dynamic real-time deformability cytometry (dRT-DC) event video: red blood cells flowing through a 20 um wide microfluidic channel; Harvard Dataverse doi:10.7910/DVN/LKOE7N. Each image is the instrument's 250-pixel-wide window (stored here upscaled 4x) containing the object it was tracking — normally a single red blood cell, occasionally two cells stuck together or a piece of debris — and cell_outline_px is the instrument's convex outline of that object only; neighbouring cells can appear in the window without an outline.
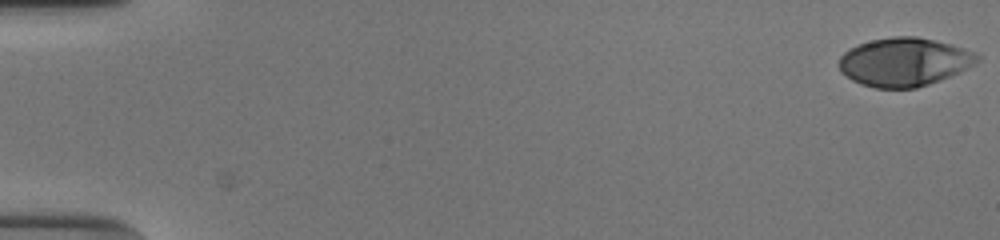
{"species": "human", "species_latin": "Homo sapiens", "temperature_condition": "cold", "stored_images_in_passage": 48, "camera_frame_rate_fps": 3000, "um_per_image_px": 0.085, "donor": {"sex": "male"}, "frame": {"image": 1, "passage_image": 1, "time_ms": 0.0, "image_size_px": [1000, 240], "cell_outline_px": [[980, 60], [976, 64], [960, 72], [940, 80], [916, 88], [876, 88], [860, 84], [852, 80], [840, 72], [836, 64], [840, 56], [844, 52], [860, 44], [872, 40], [892, 36], [916, 36], [964, 48], [976, 52], [980, 56]], "centroid_in_image_um": [76.85, 5.27], "position_along_channel_um": 8.2, "area_um2": 39.19}}
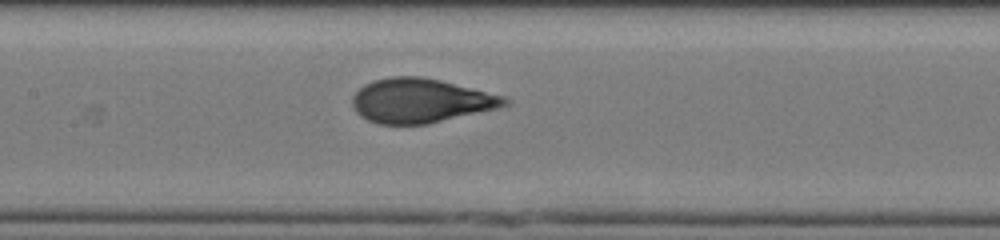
{"frame": {"image": 2, "passage_image": 27, "time_ms": 8.667, "image_size_px": [1000, 240], "cell_outline_px": [[512, 100], [508, 104], [500, 108], [428, 124], [376, 124], [360, 116], [356, 112], [352, 104], [352, 96], [364, 84], [372, 80], [392, 76], [420, 76], [440, 80], [504, 96]], "centroid_in_image_um": [35.75, 8.56], "position_along_channel_um": 171.6, "area_um2": 39.48}}
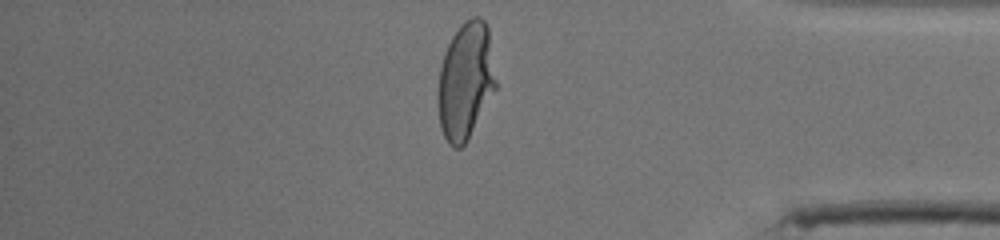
{"frame": {"image": 3, "passage_image": 46, "time_ms": 15.0, "image_size_px": [1000, 240], "cell_outline_px": [[496, 88], [464, 144], [460, 148], [452, 148], [448, 144], [440, 128], [440, 68], [444, 52], [452, 36], [460, 24], [464, 20], [472, 16], [480, 16], [484, 20], [488, 28], [496, 80]], "centroid_in_image_um": [39.59, 6.82], "position_along_channel_um": 395.6, "area_um2": 38.73}, "authors_computed_cell_mechanics": {"area_um2": 38.7838, "velocity_mm_per_s": 3.8906, "shape_relaxation_time_tau1_ms": 4.8004, "shape_relaxation_time_tau2_ms": null, "deformation_change_tau1": 0.2248, "deformation_change_tau2": null}}